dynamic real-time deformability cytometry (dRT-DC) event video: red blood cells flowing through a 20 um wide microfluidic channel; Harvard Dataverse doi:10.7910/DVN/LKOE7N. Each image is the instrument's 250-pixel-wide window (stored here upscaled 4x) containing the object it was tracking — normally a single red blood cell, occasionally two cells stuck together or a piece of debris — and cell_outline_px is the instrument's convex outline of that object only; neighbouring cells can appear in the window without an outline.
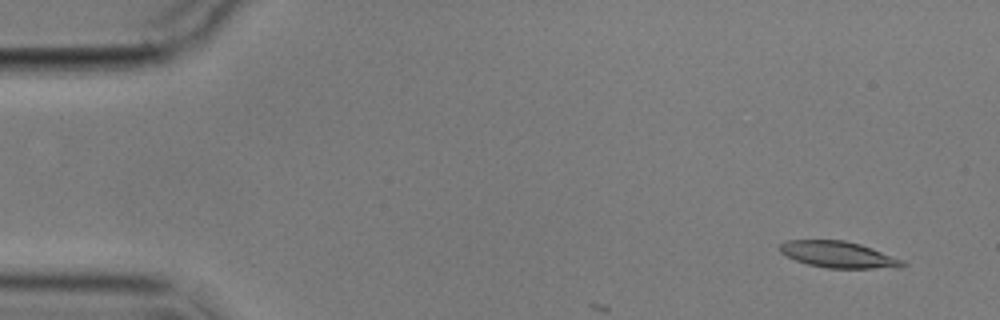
{"species": "common noctule bat (a hibernating species)", "species_latin": "Nyctalus noctula", "temperature_condition": "cold", "stored_images_in_passage": 3, "camera_frame_rate_fps": 3000, "um_per_image_px": 0.085, "animal": {"sex": "male", "body_mass_g": 17.9}, "frame": {"image": 1, "passage_image": 1, "time_ms": 0.0, "image_size_px": [1000, 320], "cell_outline_px": [[908, 264], [896, 268], [828, 268], [808, 264], [796, 260], [780, 252], [776, 248], [780, 244], [788, 240], [844, 240], [860, 244], [872, 248], [904, 260]], "centroid_in_image_um": [71.27, 21.64], "position_along_channel_um": 13.7, "area_um2": 18.9}}